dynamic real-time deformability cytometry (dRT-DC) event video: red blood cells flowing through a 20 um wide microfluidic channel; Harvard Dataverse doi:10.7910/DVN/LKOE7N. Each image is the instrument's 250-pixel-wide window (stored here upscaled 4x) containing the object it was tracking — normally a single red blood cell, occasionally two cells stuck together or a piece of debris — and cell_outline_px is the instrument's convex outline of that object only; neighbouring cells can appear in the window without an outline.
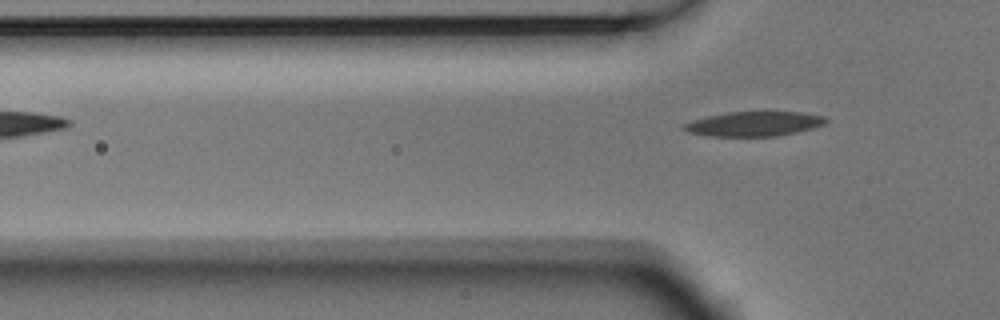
{"species": "Egyptian fruit bat (a non-hibernating species)", "species_latin": "Rousettus aegyptiacus", "temperature_condition": "room temperature", "stored_images_in_passage": 3, "camera_frame_rate_fps": 3000, "um_per_image_px": 0.085, "animal": {"sex": "male"}, "frame": {"image": 1, "passage_image": 3, "time_ms": 0.667, "image_size_px": [1000, 320], "cell_outline_px": [[828, 120], [824, 124], [812, 128], [796, 132], [776, 136], [708, 136], [688, 132], [680, 128], [680, 124], [692, 120], [708, 116], [728, 112], [804, 112], [828, 116]], "centroid_in_image_um": [64.08, 10.52], "position_along_channel_um": 61.7, "area_um2": 20.58}}